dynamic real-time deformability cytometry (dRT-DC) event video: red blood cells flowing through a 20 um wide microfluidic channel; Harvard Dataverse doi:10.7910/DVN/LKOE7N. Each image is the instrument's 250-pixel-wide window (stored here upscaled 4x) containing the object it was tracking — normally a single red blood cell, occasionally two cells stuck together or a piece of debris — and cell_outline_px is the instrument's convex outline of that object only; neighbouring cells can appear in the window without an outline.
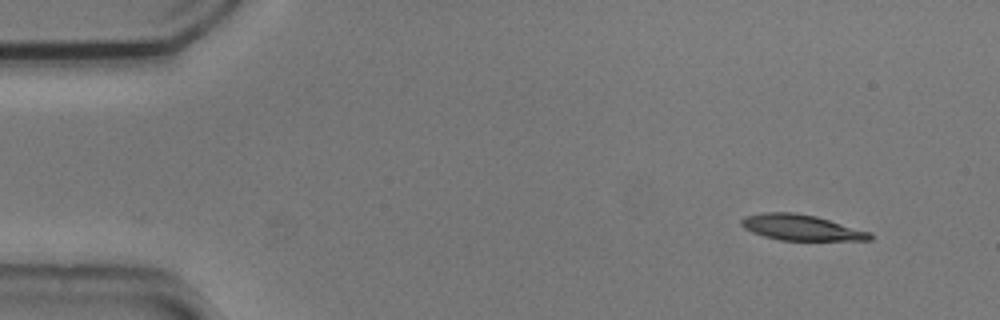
{"species": "common noctule bat (a hibernating species)", "species_latin": "Nyctalus noctula", "temperature_condition": "cold", "stored_images_in_passage": 4, "camera_frame_rate_fps": 3000, "um_per_image_px": 0.085, "animal": {"sex": "male", "body_mass_g": 20.5, "forearm_length_mm": 52.5}, "frame": {"image": 1, "passage_image": 1, "time_ms": 0.0, "image_size_px": [1000, 320], "cell_outline_px": [[872, 240], [780, 240], [764, 236], [752, 232], [744, 228], [740, 224], [740, 220], [744, 216], [764, 212], [796, 212], [816, 216], [872, 232]], "centroid_in_image_um": [68.09, 19.33], "position_along_channel_um": 16.9, "area_um2": 19.36}}
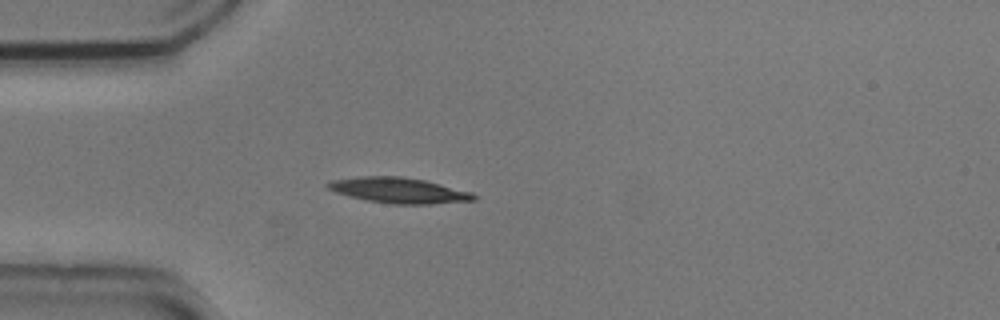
{"frame": {"image": 2, "passage_image": 4, "time_ms": 1.0, "image_size_px": [1000, 320], "cell_outline_px": [[476, 200], [432, 204], [392, 204], [368, 200], [336, 192], [328, 188], [324, 184], [328, 180], [360, 176], [404, 176], [424, 180], [472, 192], [476, 196]], "centroid_in_image_um": [33.89, 16.17], "position_along_channel_um": 51.1, "area_um2": 21.68}}